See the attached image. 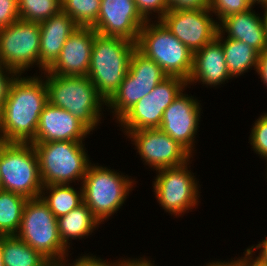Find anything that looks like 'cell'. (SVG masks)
Returning a JSON list of instances; mask_svg holds the SVG:
<instances>
[{"instance_id": "39", "label": "cell", "mask_w": 267, "mask_h": 266, "mask_svg": "<svg viewBox=\"0 0 267 266\" xmlns=\"http://www.w3.org/2000/svg\"><path fill=\"white\" fill-rule=\"evenodd\" d=\"M155 261H151L147 258H145V256L138 258L131 266H157L154 263Z\"/></svg>"}, {"instance_id": "10", "label": "cell", "mask_w": 267, "mask_h": 266, "mask_svg": "<svg viewBox=\"0 0 267 266\" xmlns=\"http://www.w3.org/2000/svg\"><path fill=\"white\" fill-rule=\"evenodd\" d=\"M168 75L154 61L137 49L131 55L128 73L117 92L107 102L106 110L117 122L140 99L149 94Z\"/></svg>"}, {"instance_id": "12", "label": "cell", "mask_w": 267, "mask_h": 266, "mask_svg": "<svg viewBox=\"0 0 267 266\" xmlns=\"http://www.w3.org/2000/svg\"><path fill=\"white\" fill-rule=\"evenodd\" d=\"M0 64L18 75L36 65L41 72L39 23L19 19L0 30Z\"/></svg>"}, {"instance_id": "40", "label": "cell", "mask_w": 267, "mask_h": 266, "mask_svg": "<svg viewBox=\"0 0 267 266\" xmlns=\"http://www.w3.org/2000/svg\"><path fill=\"white\" fill-rule=\"evenodd\" d=\"M206 265L203 266H236V264L230 259V260H218V261H213L209 263H205Z\"/></svg>"}, {"instance_id": "29", "label": "cell", "mask_w": 267, "mask_h": 266, "mask_svg": "<svg viewBox=\"0 0 267 266\" xmlns=\"http://www.w3.org/2000/svg\"><path fill=\"white\" fill-rule=\"evenodd\" d=\"M253 124L248 143L261 159L267 161V112H263Z\"/></svg>"}, {"instance_id": "27", "label": "cell", "mask_w": 267, "mask_h": 266, "mask_svg": "<svg viewBox=\"0 0 267 266\" xmlns=\"http://www.w3.org/2000/svg\"><path fill=\"white\" fill-rule=\"evenodd\" d=\"M101 0H61V10L79 27H93L97 23Z\"/></svg>"}, {"instance_id": "21", "label": "cell", "mask_w": 267, "mask_h": 266, "mask_svg": "<svg viewBox=\"0 0 267 266\" xmlns=\"http://www.w3.org/2000/svg\"><path fill=\"white\" fill-rule=\"evenodd\" d=\"M253 9L226 16L218 23V27L225 37L245 42L262 53L267 48L265 26L260 13Z\"/></svg>"}, {"instance_id": "8", "label": "cell", "mask_w": 267, "mask_h": 266, "mask_svg": "<svg viewBox=\"0 0 267 266\" xmlns=\"http://www.w3.org/2000/svg\"><path fill=\"white\" fill-rule=\"evenodd\" d=\"M1 189L38 198L43 188L38 157L32 143L0 141Z\"/></svg>"}, {"instance_id": "42", "label": "cell", "mask_w": 267, "mask_h": 266, "mask_svg": "<svg viewBox=\"0 0 267 266\" xmlns=\"http://www.w3.org/2000/svg\"><path fill=\"white\" fill-rule=\"evenodd\" d=\"M0 266H3L2 236H0Z\"/></svg>"}, {"instance_id": "37", "label": "cell", "mask_w": 267, "mask_h": 266, "mask_svg": "<svg viewBox=\"0 0 267 266\" xmlns=\"http://www.w3.org/2000/svg\"><path fill=\"white\" fill-rule=\"evenodd\" d=\"M244 256L239 258H231V260L236 264V266H267V264H263L259 262L256 258L253 257V255L245 249L243 252Z\"/></svg>"}, {"instance_id": "19", "label": "cell", "mask_w": 267, "mask_h": 266, "mask_svg": "<svg viewBox=\"0 0 267 266\" xmlns=\"http://www.w3.org/2000/svg\"><path fill=\"white\" fill-rule=\"evenodd\" d=\"M230 79L233 78L226 66L222 43L217 38L194 52L193 69L187 80L188 88L197 82L207 88H218Z\"/></svg>"}, {"instance_id": "22", "label": "cell", "mask_w": 267, "mask_h": 266, "mask_svg": "<svg viewBox=\"0 0 267 266\" xmlns=\"http://www.w3.org/2000/svg\"><path fill=\"white\" fill-rule=\"evenodd\" d=\"M57 224L63 244L70 249L72 240L88 238L92 233H95L94 231L101 225V222L83 202L69 213L58 217Z\"/></svg>"}, {"instance_id": "9", "label": "cell", "mask_w": 267, "mask_h": 266, "mask_svg": "<svg viewBox=\"0 0 267 266\" xmlns=\"http://www.w3.org/2000/svg\"><path fill=\"white\" fill-rule=\"evenodd\" d=\"M191 161L192 158L183 165L157 170L153 179L154 197L164 212L173 217H182L199 206L201 185L190 170Z\"/></svg>"}, {"instance_id": "15", "label": "cell", "mask_w": 267, "mask_h": 266, "mask_svg": "<svg viewBox=\"0 0 267 266\" xmlns=\"http://www.w3.org/2000/svg\"><path fill=\"white\" fill-rule=\"evenodd\" d=\"M200 101L191 94L189 96L185 91H182L164 110L163 118L158 128L177 141L192 156L195 155V137L198 133V127H200L198 125L203 112Z\"/></svg>"}, {"instance_id": "41", "label": "cell", "mask_w": 267, "mask_h": 266, "mask_svg": "<svg viewBox=\"0 0 267 266\" xmlns=\"http://www.w3.org/2000/svg\"><path fill=\"white\" fill-rule=\"evenodd\" d=\"M260 7L263 9V14L262 15V19L264 22V26H265V31H266V41H267V3H264L262 5H260Z\"/></svg>"}, {"instance_id": "25", "label": "cell", "mask_w": 267, "mask_h": 266, "mask_svg": "<svg viewBox=\"0 0 267 266\" xmlns=\"http://www.w3.org/2000/svg\"><path fill=\"white\" fill-rule=\"evenodd\" d=\"M3 266H53L15 235L2 236Z\"/></svg>"}, {"instance_id": "32", "label": "cell", "mask_w": 267, "mask_h": 266, "mask_svg": "<svg viewBox=\"0 0 267 266\" xmlns=\"http://www.w3.org/2000/svg\"><path fill=\"white\" fill-rule=\"evenodd\" d=\"M136 8L146 21L160 20L169 10L166 0H134ZM156 13V14H154ZM152 15H155L152 18ZM151 16V17H150Z\"/></svg>"}, {"instance_id": "24", "label": "cell", "mask_w": 267, "mask_h": 266, "mask_svg": "<svg viewBox=\"0 0 267 266\" xmlns=\"http://www.w3.org/2000/svg\"><path fill=\"white\" fill-rule=\"evenodd\" d=\"M71 185L51 184L43 186L41 190L39 197L56 218L69 213L83 203L82 186L75 188Z\"/></svg>"}, {"instance_id": "6", "label": "cell", "mask_w": 267, "mask_h": 266, "mask_svg": "<svg viewBox=\"0 0 267 266\" xmlns=\"http://www.w3.org/2000/svg\"><path fill=\"white\" fill-rule=\"evenodd\" d=\"M136 49L154 60L168 76L181 77L186 81L189 79L194 53L160 20L146 21L139 32Z\"/></svg>"}, {"instance_id": "17", "label": "cell", "mask_w": 267, "mask_h": 266, "mask_svg": "<svg viewBox=\"0 0 267 266\" xmlns=\"http://www.w3.org/2000/svg\"><path fill=\"white\" fill-rule=\"evenodd\" d=\"M96 33L93 27H78L66 40L59 57L47 72L63 76H87Z\"/></svg>"}, {"instance_id": "26", "label": "cell", "mask_w": 267, "mask_h": 266, "mask_svg": "<svg viewBox=\"0 0 267 266\" xmlns=\"http://www.w3.org/2000/svg\"><path fill=\"white\" fill-rule=\"evenodd\" d=\"M27 200L22 195L0 190V236H11L18 232Z\"/></svg>"}, {"instance_id": "1", "label": "cell", "mask_w": 267, "mask_h": 266, "mask_svg": "<svg viewBox=\"0 0 267 266\" xmlns=\"http://www.w3.org/2000/svg\"><path fill=\"white\" fill-rule=\"evenodd\" d=\"M47 103L48 91L43 76L37 73L26 77L17 75L0 110V141L31 143Z\"/></svg>"}, {"instance_id": "33", "label": "cell", "mask_w": 267, "mask_h": 266, "mask_svg": "<svg viewBox=\"0 0 267 266\" xmlns=\"http://www.w3.org/2000/svg\"><path fill=\"white\" fill-rule=\"evenodd\" d=\"M19 19L18 0H0V30Z\"/></svg>"}, {"instance_id": "16", "label": "cell", "mask_w": 267, "mask_h": 266, "mask_svg": "<svg viewBox=\"0 0 267 266\" xmlns=\"http://www.w3.org/2000/svg\"><path fill=\"white\" fill-rule=\"evenodd\" d=\"M145 23L134 0H101L97 23L93 28L98 34L136 43Z\"/></svg>"}, {"instance_id": "35", "label": "cell", "mask_w": 267, "mask_h": 266, "mask_svg": "<svg viewBox=\"0 0 267 266\" xmlns=\"http://www.w3.org/2000/svg\"><path fill=\"white\" fill-rule=\"evenodd\" d=\"M169 9H210V0H166Z\"/></svg>"}, {"instance_id": "4", "label": "cell", "mask_w": 267, "mask_h": 266, "mask_svg": "<svg viewBox=\"0 0 267 266\" xmlns=\"http://www.w3.org/2000/svg\"><path fill=\"white\" fill-rule=\"evenodd\" d=\"M98 164L89 165L80 185L83 202L101 224H104L122 208L137 181L132 176Z\"/></svg>"}, {"instance_id": "18", "label": "cell", "mask_w": 267, "mask_h": 266, "mask_svg": "<svg viewBox=\"0 0 267 266\" xmlns=\"http://www.w3.org/2000/svg\"><path fill=\"white\" fill-rule=\"evenodd\" d=\"M90 134L93 133L76 116L48 102L40 114L32 142L85 141Z\"/></svg>"}, {"instance_id": "3", "label": "cell", "mask_w": 267, "mask_h": 266, "mask_svg": "<svg viewBox=\"0 0 267 266\" xmlns=\"http://www.w3.org/2000/svg\"><path fill=\"white\" fill-rule=\"evenodd\" d=\"M136 43L96 33L87 77L106 103L117 92L128 73Z\"/></svg>"}, {"instance_id": "36", "label": "cell", "mask_w": 267, "mask_h": 266, "mask_svg": "<svg viewBox=\"0 0 267 266\" xmlns=\"http://www.w3.org/2000/svg\"><path fill=\"white\" fill-rule=\"evenodd\" d=\"M261 249V250H260ZM253 256L255 255V251H258V256H256L255 258L263 263V264H267V236L265 237V239L262 240V242H258V244H255L253 246H249L247 247V249Z\"/></svg>"}, {"instance_id": "2", "label": "cell", "mask_w": 267, "mask_h": 266, "mask_svg": "<svg viewBox=\"0 0 267 266\" xmlns=\"http://www.w3.org/2000/svg\"><path fill=\"white\" fill-rule=\"evenodd\" d=\"M41 75L47 86L48 102L69 111L91 132L95 131L101 124L107 103L91 80L87 76L54 75L47 71Z\"/></svg>"}, {"instance_id": "13", "label": "cell", "mask_w": 267, "mask_h": 266, "mask_svg": "<svg viewBox=\"0 0 267 266\" xmlns=\"http://www.w3.org/2000/svg\"><path fill=\"white\" fill-rule=\"evenodd\" d=\"M127 138L144 163L153 171L177 167L194 158L177 141L158 128L130 131Z\"/></svg>"}, {"instance_id": "43", "label": "cell", "mask_w": 267, "mask_h": 266, "mask_svg": "<svg viewBox=\"0 0 267 266\" xmlns=\"http://www.w3.org/2000/svg\"><path fill=\"white\" fill-rule=\"evenodd\" d=\"M254 5L256 4V6H260L264 3H267V0H250ZM258 4V5H257Z\"/></svg>"}, {"instance_id": "5", "label": "cell", "mask_w": 267, "mask_h": 266, "mask_svg": "<svg viewBox=\"0 0 267 266\" xmlns=\"http://www.w3.org/2000/svg\"><path fill=\"white\" fill-rule=\"evenodd\" d=\"M35 148L43 186L83 181L92 163L84 141L31 142Z\"/></svg>"}, {"instance_id": "28", "label": "cell", "mask_w": 267, "mask_h": 266, "mask_svg": "<svg viewBox=\"0 0 267 266\" xmlns=\"http://www.w3.org/2000/svg\"><path fill=\"white\" fill-rule=\"evenodd\" d=\"M61 10V0H18L20 20L40 23Z\"/></svg>"}, {"instance_id": "34", "label": "cell", "mask_w": 267, "mask_h": 266, "mask_svg": "<svg viewBox=\"0 0 267 266\" xmlns=\"http://www.w3.org/2000/svg\"><path fill=\"white\" fill-rule=\"evenodd\" d=\"M17 75L15 71L0 64V110L5 104L11 83Z\"/></svg>"}, {"instance_id": "38", "label": "cell", "mask_w": 267, "mask_h": 266, "mask_svg": "<svg viewBox=\"0 0 267 266\" xmlns=\"http://www.w3.org/2000/svg\"><path fill=\"white\" fill-rule=\"evenodd\" d=\"M261 79V82L267 87V48L260 53L258 60V67L256 72Z\"/></svg>"}, {"instance_id": "14", "label": "cell", "mask_w": 267, "mask_h": 266, "mask_svg": "<svg viewBox=\"0 0 267 266\" xmlns=\"http://www.w3.org/2000/svg\"><path fill=\"white\" fill-rule=\"evenodd\" d=\"M210 9H169L160 21L193 53L212 42L218 33V22Z\"/></svg>"}, {"instance_id": "30", "label": "cell", "mask_w": 267, "mask_h": 266, "mask_svg": "<svg viewBox=\"0 0 267 266\" xmlns=\"http://www.w3.org/2000/svg\"><path fill=\"white\" fill-rule=\"evenodd\" d=\"M253 7L255 5L250 0H210V11L217 16L218 23L226 16L246 12Z\"/></svg>"}, {"instance_id": "23", "label": "cell", "mask_w": 267, "mask_h": 266, "mask_svg": "<svg viewBox=\"0 0 267 266\" xmlns=\"http://www.w3.org/2000/svg\"><path fill=\"white\" fill-rule=\"evenodd\" d=\"M216 38L222 43L226 66L232 78H238L249 70L257 72L260 53L246 44L232 38H227L219 30Z\"/></svg>"}, {"instance_id": "31", "label": "cell", "mask_w": 267, "mask_h": 266, "mask_svg": "<svg viewBox=\"0 0 267 266\" xmlns=\"http://www.w3.org/2000/svg\"><path fill=\"white\" fill-rule=\"evenodd\" d=\"M138 258H119L118 260L107 261L103 258L96 257V255L86 253L73 260V263L68 261V257L60 266H131ZM115 261V262H114ZM111 262V263H110Z\"/></svg>"}, {"instance_id": "7", "label": "cell", "mask_w": 267, "mask_h": 266, "mask_svg": "<svg viewBox=\"0 0 267 266\" xmlns=\"http://www.w3.org/2000/svg\"><path fill=\"white\" fill-rule=\"evenodd\" d=\"M15 236L39 252L53 266H60L69 257L70 251L59 235L57 218L40 197L27 200Z\"/></svg>"}, {"instance_id": "11", "label": "cell", "mask_w": 267, "mask_h": 266, "mask_svg": "<svg viewBox=\"0 0 267 266\" xmlns=\"http://www.w3.org/2000/svg\"><path fill=\"white\" fill-rule=\"evenodd\" d=\"M188 87L181 77L168 76L140 99L116 123L127 135L130 131L159 128L164 110Z\"/></svg>"}, {"instance_id": "20", "label": "cell", "mask_w": 267, "mask_h": 266, "mask_svg": "<svg viewBox=\"0 0 267 266\" xmlns=\"http://www.w3.org/2000/svg\"><path fill=\"white\" fill-rule=\"evenodd\" d=\"M40 26V70L47 71L57 60L69 36L79 27L65 12L60 10Z\"/></svg>"}]
</instances>
